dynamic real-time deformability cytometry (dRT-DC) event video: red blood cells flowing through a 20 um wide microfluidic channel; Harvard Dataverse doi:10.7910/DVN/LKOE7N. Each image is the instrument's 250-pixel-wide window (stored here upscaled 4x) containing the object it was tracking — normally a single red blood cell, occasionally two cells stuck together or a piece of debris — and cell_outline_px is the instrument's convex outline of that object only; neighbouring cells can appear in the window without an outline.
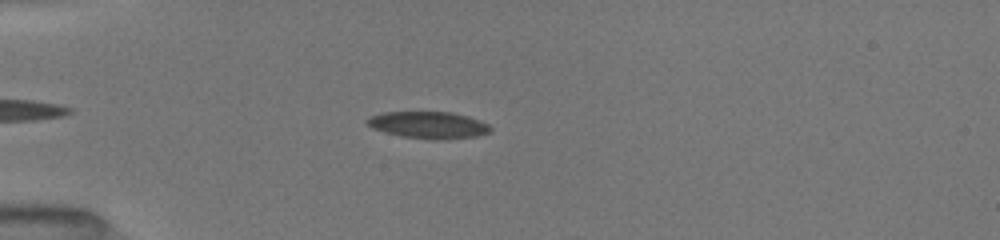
{"species": "common noctule bat (a hibernating species)", "species_latin": "Nyctalus noctula", "temperature_condition": "room temperature", "stored_images_in_passage": 3, "camera_frame_rate_fps": 3000, "um_per_image_px": 0.085, "animal": {"sex": "female", "body_mass_g": 19.5, "forearm_length_mm": 54.1}, "frame": {"image": 1, "passage_image": 1, "time_ms": 0.0, "image_size_px": [1000, 240], "cell_outline_px": [[492, 128], [488, 132], [476, 136], [440, 140], [432, 140], [400, 136], [384, 132], [372, 128], [364, 120], [372, 116], [384, 112], [452, 112], [468, 116], [480, 120], [488, 124]], "centroid_in_image_um": [36.42, 10.63], "position_along_channel_um": 48.6, "area_um2": 19.36}}
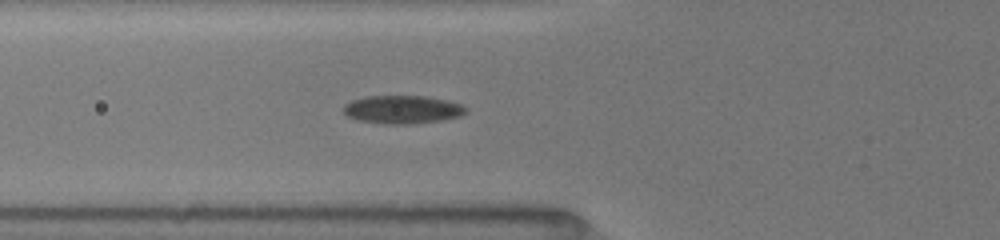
{"frame": {"image": 2, "passage_image": 3, "time_ms": 1.667, "image_size_px": [1000, 240], "cell_outline_px": [[468, 112], [460, 116], [440, 120], [408, 124], [388, 124], [356, 120], [348, 116], [344, 112], [344, 104], [352, 100], [368, 96], [428, 96], [448, 100], [464, 104], [468, 108]], "centroid_in_image_um": [34.26, 9.3], "position_along_channel_um": 91.5, "area_um2": 20.23}}